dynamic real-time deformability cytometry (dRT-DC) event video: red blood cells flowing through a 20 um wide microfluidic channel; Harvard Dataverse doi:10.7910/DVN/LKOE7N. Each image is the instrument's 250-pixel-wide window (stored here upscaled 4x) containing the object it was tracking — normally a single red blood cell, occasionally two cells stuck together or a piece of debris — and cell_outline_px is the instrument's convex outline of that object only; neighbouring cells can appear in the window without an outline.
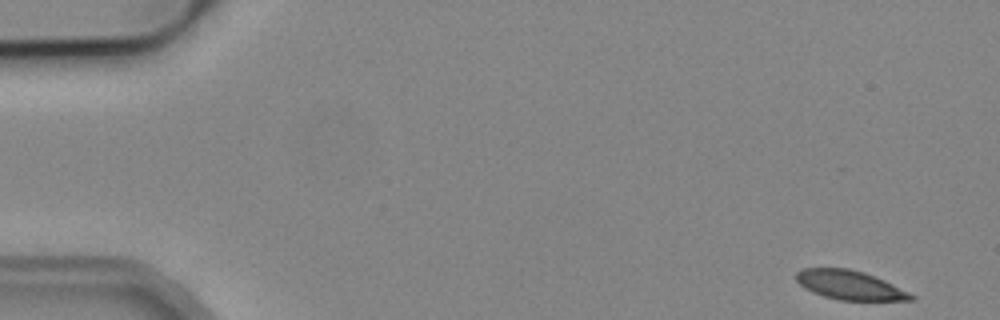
{"species": "common noctule bat (a hibernating species)", "species_latin": "Nyctalus noctula", "temperature_condition": "cold", "stored_images_in_passage": 51, "camera_frame_rate_fps": 3000, "um_per_image_px": 0.085, "animal": {"sex": "male", "body_mass_g": 19.2, "forearm_length_mm": 51.8}, "frame": {"image": 1, "passage_image": 1, "time_ms": 0.0, "image_size_px": [1000, 320], "cell_outline_px": [[916, 296], [912, 300], [840, 300], [824, 296], [812, 292], [804, 288], [796, 280], [796, 272], [804, 268], [848, 268], [864, 272], [884, 280]], "centroid_in_image_um": [72.2, 24.23], "position_along_channel_um": 12.8, "area_um2": 19.31}}
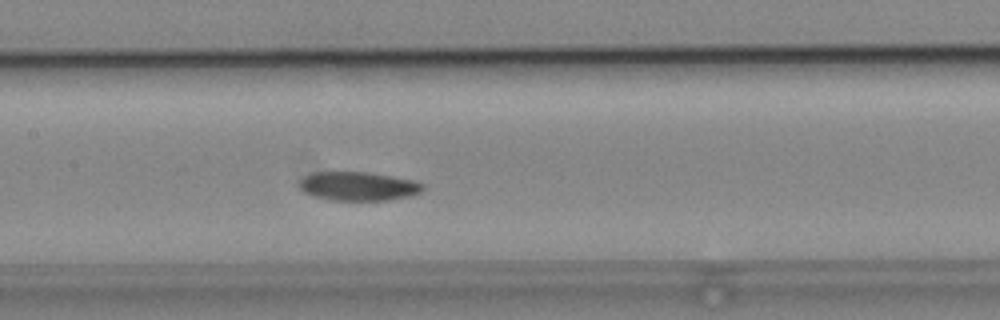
{"frame": {"image": 2, "passage_image": 24, "time_ms": 7.667, "image_size_px": [1000, 320], "cell_outline_px": [[424, 188], [420, 192], [408, 196], [388, 200], [328, 200], [312, 196], [304, 192], [300, 188], [300, 180], [304, 176], [312, 172], [368, 172], [392, 176], [412, 180], [424, 184]], "centroid_in_image_um": [30.42, 15.83], "position_along_channel_um": 177.0, "area_um2": 20.75}}
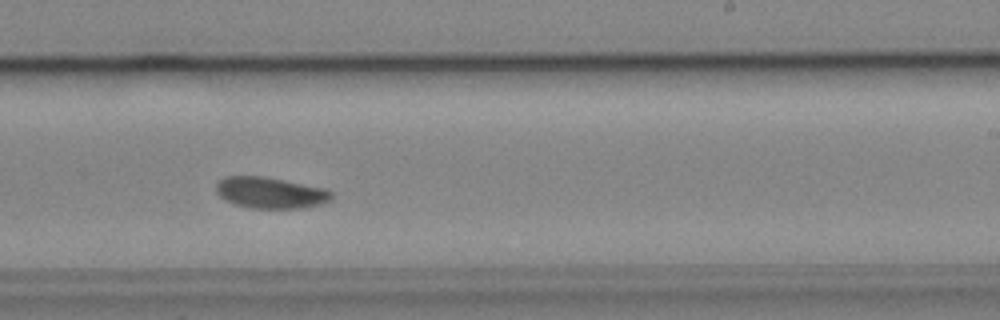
{"frame": {"image": 3, "passage_image": 31, "time_ms": 10.0, "image_size_px": [1000, 320], "cell_outline_px": [[332, 200], [320, 204], [304, 208], [252, 208], [236, 204], [224, 200], [216, 192], [216, 184], [224, 176], [264, 176], [328, 188], [332, 192]], "centroid_in_image_um": [23.01, 16.37], "position_along_channel_um": 266.0, "area_um2": 21.21}, "authors_computed_cell_mechanics": {"area_um2": 20.8658, "velocity_mm_per_s": 3.8277, "shape_relaxation_time_tau1_ms": 4.6507, "shape_relaxation_time_tau2_ms": 2.6478, "deformation_change_tau1": 0.1083, "deformation_change_tau2": 0.0572}}